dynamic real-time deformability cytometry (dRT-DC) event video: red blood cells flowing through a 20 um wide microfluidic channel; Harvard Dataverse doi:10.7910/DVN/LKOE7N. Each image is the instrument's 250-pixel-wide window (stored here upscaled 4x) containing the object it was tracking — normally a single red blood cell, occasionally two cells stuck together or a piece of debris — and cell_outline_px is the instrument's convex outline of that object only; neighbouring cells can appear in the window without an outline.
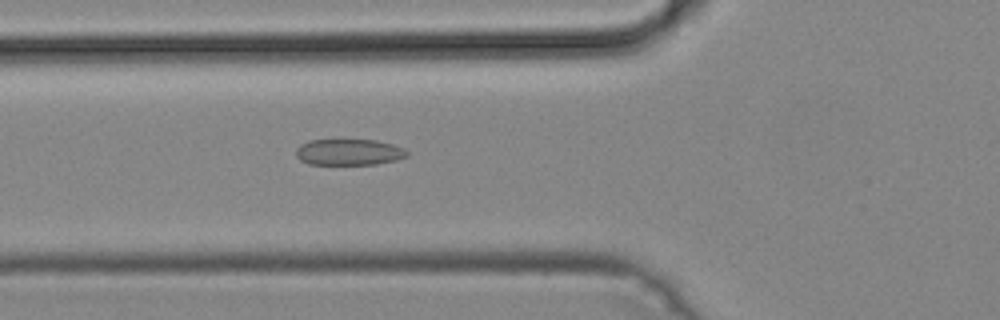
{"species": "common noctule bat (a hibernating species)", "species_latin": "Nyctalus noctula", "temperature_condition": "cold", "stored_images_in_passage": 49, "camera_frame_rate_fps": 3000, "um_per_image_px": 0.085, "animal": {"sex": "male", "body_mass_g": 19.2, "forearm_length_mm": 51.8}, "frame": {"image": 1, "passage_image": 18, "time_ms": 5.667, "image_size_px": [1000, 320], "cell_outline_px": [[408, 156], [396, 160], [376, 164], [308, 164], [300, 160], [296, 156], [296, 148], [300, 144], [308, 140], [376, 140], [392, 144], [404, 148], [408, 152]], "centroid_in_image_um": [29.65, 12.93], "position_along_channel_um": 96.2, "area_um2": 16.99}}
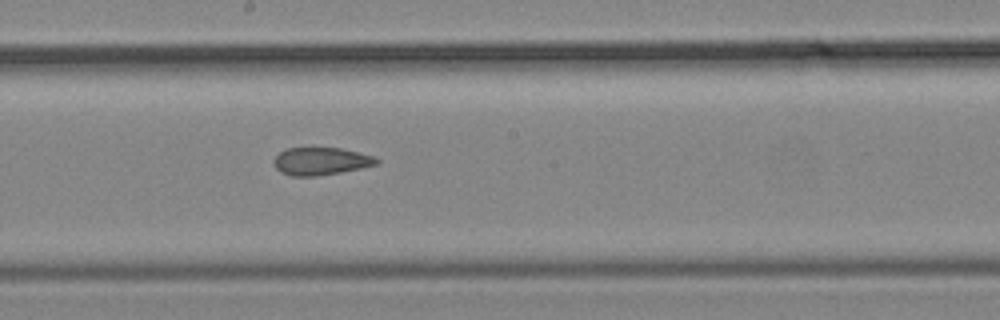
{"frame": {"image": 2, "passage_image": 27, "time_ms": 8.667, "image_size_px": [1000, 320], "cell_outline_px": [[380, 164], [340, 172], [316, 176], [292, 176], [280, 172], [276, 168], [272, 160], [280, 152], [288, 148], [340, 148], [372, 156], [380, 160]], "centroid_in_image_um": [27.25, 13.71], "position_along_channel_um": 220.9, "area_um2": 16.42}}
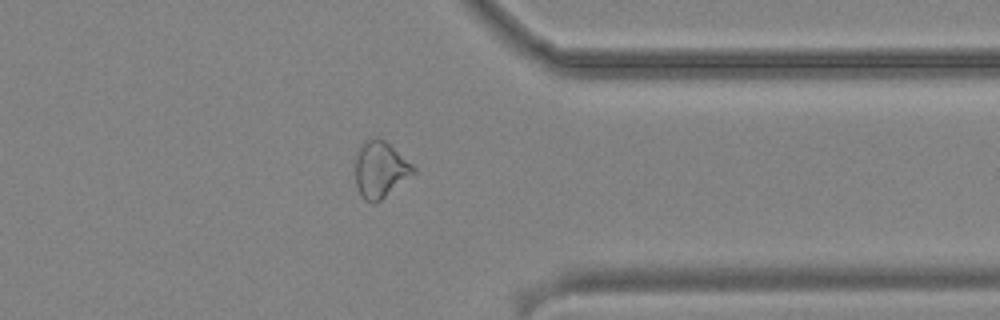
{"frame": {"image": 3, "passage_image": 39, "time_ms": 12.667, "image_size_px": [1000, 320], "cell_outline_px": [[416, 172], [380, 200], [372, 204], [364, 200], [356, 184], [356, 156], [360, 148], [368, 140], [376, 136], [384, 140], [412, 164], [416, 168]], "centroid_in_image_um": [32.33, 14.42], "position_along_channel_um": 379.1, "area_um2": 18.61}}